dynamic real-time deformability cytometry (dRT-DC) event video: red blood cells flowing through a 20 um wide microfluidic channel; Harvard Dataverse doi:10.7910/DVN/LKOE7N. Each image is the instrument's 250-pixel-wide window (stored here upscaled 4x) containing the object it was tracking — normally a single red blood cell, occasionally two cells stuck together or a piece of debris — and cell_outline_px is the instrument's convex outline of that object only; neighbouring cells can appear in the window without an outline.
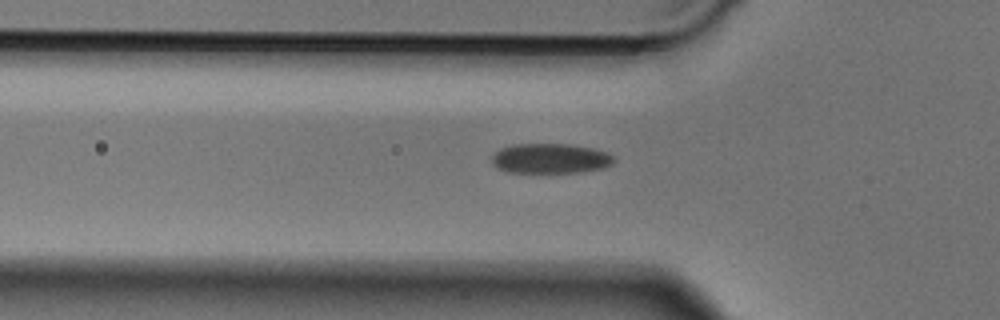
{"species": "Egyptian fruit bat (a non-hibernating species)", "species_latin": "Rousettus aegyptiacus", "temperature_condition": "cold", "stored_images_in_passage": 36, "camera_frame_rate_fps": 3000, "um_per_image_px": 0.085, "animal": {"sex": "male"}, "frame": {"image": 1, "passage_image": 3, "time_ms": 0.667, "image_size_px": [1000, 320], "cell_outline_px": [[616, 160], [612, 164], [604, 168], [584, 172], [508, 172], [496, 168], [492, 164], [492, 156], [500, 148], [512, 144], [568, 144], [592, 148], [608, 152]], "centroid_in_image_um": [46.79, 13.47], "position_along_channel_um": 79.0, "area_um2": 21.44}}
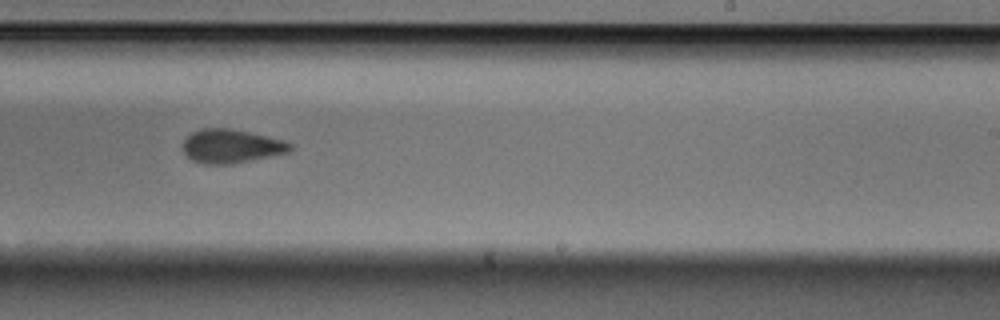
{"frame": {"image": 2, "passage_image": 17, "time_ms": 5.333, "image_size_px": [1000, 320], "cell_outline_px": [[292, 152], [232, 164], [204, 164], [192, 160], [184, 152], [180, 144], [192, 132], [200, 128], [228, 128], [248, 132], [284, 140], [292, 144]], "centroid_in_image_um": [19.65, 12.43], "position_along_channel_um": 269.3, "area_um2": 21.27}}
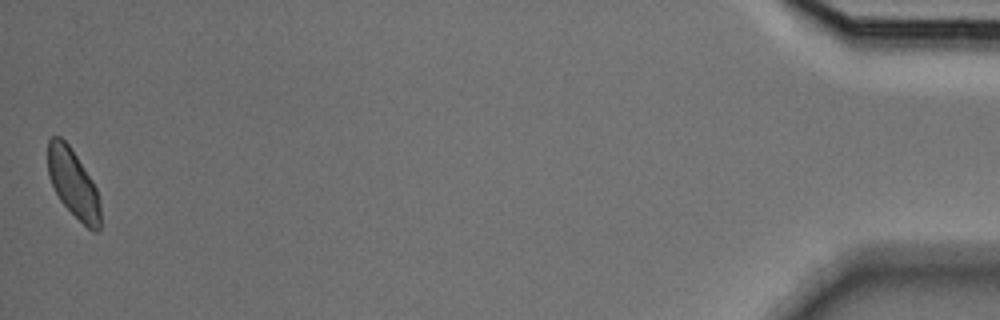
{"frame": {"image": 3, "passage_image": 36, "time_ms": 11.667, "image_size_px": [1000, 320], "cell_outline_px": [[100, 232], [92, 232], [60, 200], [48, 176], [48, 140], [52, 136], [60, 136], [68, 144], [92, 180], [96, 188], [100, 204]], "centroid_in_image_um": [6.23, 15.6], "position_along_channel_um": 429.0, "area_um2": 20.63}}